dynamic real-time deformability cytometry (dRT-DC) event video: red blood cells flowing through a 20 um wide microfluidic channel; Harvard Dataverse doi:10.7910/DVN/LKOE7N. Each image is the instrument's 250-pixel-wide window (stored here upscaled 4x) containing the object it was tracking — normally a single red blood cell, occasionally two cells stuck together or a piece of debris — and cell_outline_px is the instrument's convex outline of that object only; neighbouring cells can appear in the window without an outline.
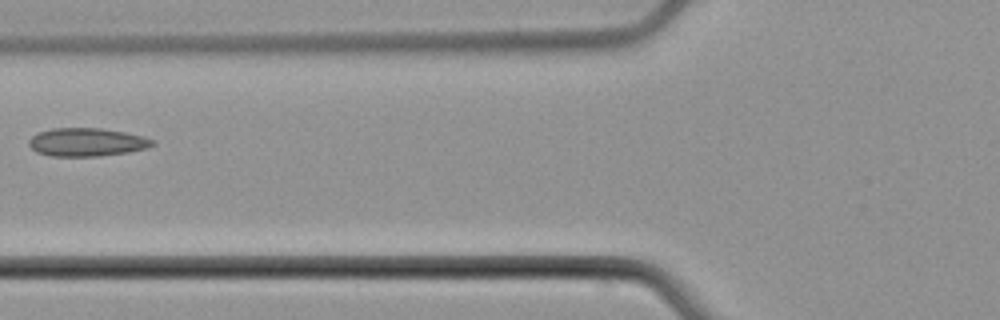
{"species": "common noctule bat (a hibernating species)", "species_latin": "Nyctalus noctula", "temperature_condition": "cold", "stored_images_in_passage": 5, "camera_frame_rate_fps": 3000, "um_per_image_px": 0.085, "animal": {"sex": "male", "body_mass_g": 21.5, "forearm_length_mm": 52.0}, "frame": {"image": 1, "passage_image": 5, "time_ms": 6.0, "image_size_px": [1000, 320], "cell_outline_px": [[156, 144], [148, 148], [128, 152], [100, 156], [52, 156], [36, 152], [28, 144], [28, 140], [36, 132], [52, 128], [100, 128], [124, 132], [144, 136], [156, 140]], "centroid_in_image_um": [7.39, 12.08], "position_along_channel_um": 118.4, "area_um2": 20.58}}